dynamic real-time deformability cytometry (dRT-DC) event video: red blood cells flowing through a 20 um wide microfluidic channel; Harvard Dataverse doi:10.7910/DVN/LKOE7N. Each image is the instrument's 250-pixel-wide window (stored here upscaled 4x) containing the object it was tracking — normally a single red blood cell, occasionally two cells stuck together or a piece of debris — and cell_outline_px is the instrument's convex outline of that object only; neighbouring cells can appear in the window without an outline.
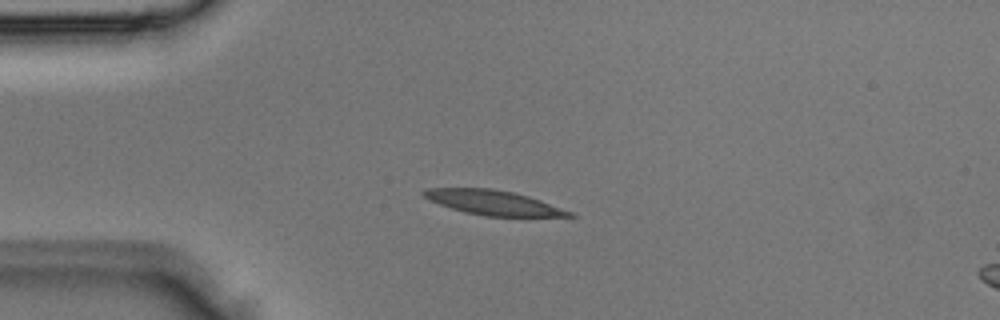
{"species": "Egyptian fruit bat (a non-hibernating species)", "species_latin": "Rousettus aegyptiacus", "temperature_condition": "room temperature", "stored_images_in_passage": 2, "camera_frame_rate_fps": 3000, "um_per_image_px": 0.085, "animal": {"sex": "male"}, "frame": {"image": 1, "passage_image": 2, "time_ms": 0.333, "image_size_px": [1000, 320], "cell_outline_px": [[576, 216], [484, 216], [464, 212], [428, 200], [420, 192], [424, 188], [492, 188], [512, 192], [528, 196], [540, 200], [572, 212]], "centroid_in_image_um": [41.87, 17.21], "position_along_channel_um": 43.1, "area_um2": 20.69}}